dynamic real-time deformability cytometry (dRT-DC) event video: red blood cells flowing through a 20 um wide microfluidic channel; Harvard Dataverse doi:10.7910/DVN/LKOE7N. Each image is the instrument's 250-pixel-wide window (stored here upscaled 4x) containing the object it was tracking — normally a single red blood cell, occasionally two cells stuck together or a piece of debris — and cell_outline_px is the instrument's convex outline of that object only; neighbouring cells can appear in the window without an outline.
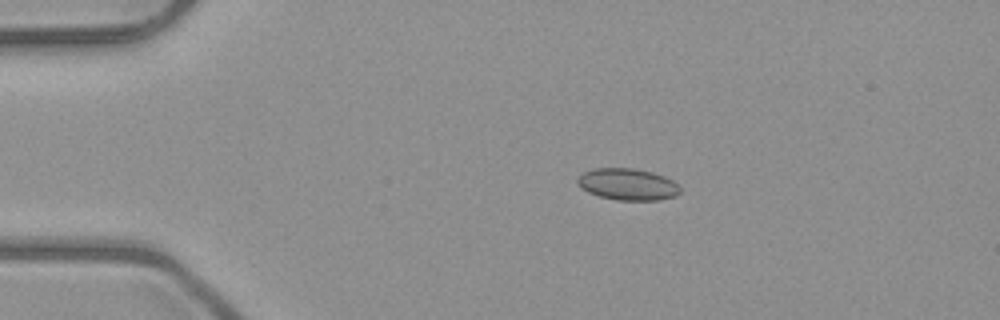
{"species": "common noctule bat (a hibernating species)", "species_latin": "Nyctalus noctula", "temperature_condition": "room temperature", "stored_images_in_passage": 5, "camera_frame_rate_fps": 3000, "um_per_image_px": 0.085, "animal": {"sex": "male", "body_mass_g": 23.1, "forearm_length_mm": 52.7}, "frame": {"image": 1, "passage_image": 2, "time_ms": 1.333, "image_size_px": [1000, 320], "cell_outline_px": [[680, 192], [676, 196], [660, 200], [616, 200], [600, 196], [588, 192], [580, 188], [576, 184], [576, 180], [584, 172], [592, 168], [632, 168], [652, 172], [664, 176], [672, 180], [680, 188]], "centroid_in_image_um": [53.33, 15.67], "position_along_channel_um": 31.7, "area_um2": 19.02}}
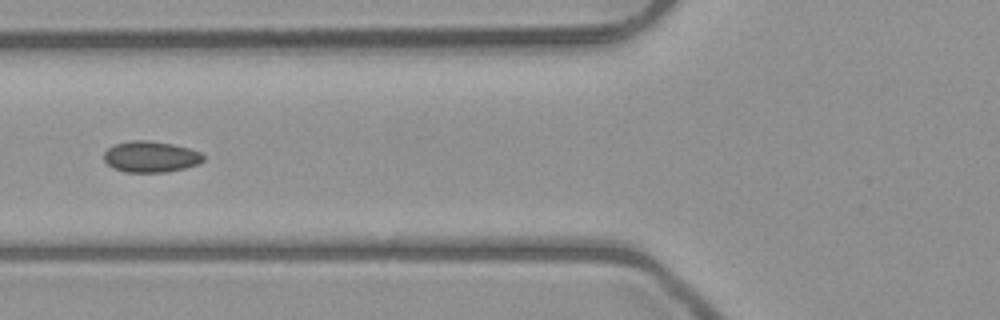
{"frame": {"image": 2, "passage_image": 5, "time_ms": 4.667, "image_size_px": [1000, 320], "cell_outline_px": [[204, 160], [196, 164], [184, 168], [164, 172], [124, 172], [112, 168], [104, 160], [104, 152], [112, 144], [132, 140], [148, 140], [172, 144], [188, 148], [200, 152], [204, 156]], "centroid_in_image_um": [12.76, 13.31], "position_along_channel_um": 113.0, "area_um2": 18.03}}